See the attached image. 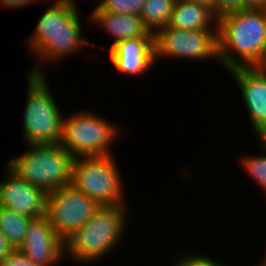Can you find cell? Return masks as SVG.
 <instances>
[{"mask_svg":"<svg viewBox=\"0 0 266 266\" xmlns=\"http://www.w3.org/2000/svg\"><path fill=\"white\" fill-rule=\"evenodd\" d=\"M257 266H266V259H264V261L262 260V262H260Z\"/></svg>","mask_w":266,"mask_h":266,"instance_id":"cell-28","label":"cell"},{"mask_svg":"<svg viewBox=\"0 0 266 266\" xmlns=\"http://www.w3.org/2000/svg\"><path fill=\"white\" fill-rule=\"evenodd\" d=\"M145 0H101L92 12L140 15Z\"/></svg>","mask_w":266,"mask_h":266,"instance_id":"cell-19","label":"cell"},{"mask_svg":"<svg viewBox=\"0 0 266 266\" xmlns=\"http://www.w3.org/2000/svg\"><path fill=\"white\" fill-rule=\"evenodd\" d=\"M194 253V254H193ZM186 252L179 255L178 259L175 258L177 262L172 266H230L224 265L223 263L216 260V258H211L210 256H203L202 254H197L195 252Z\"/></svg>","mask_w":266,"mask_h":266,"instance_id":"cell-20","label":"cell"},{"mask_svg":"<svg viewBox=\"0 0 266 266\" xmlns=\"http://www.w3.org/2000/svg\"><path fill=\"white\" fill-rule=\"evenodd\" d=\"M184 1H191V2H197V3H202L205 4L209 7H211L214 11V0H184Z\"/></svg>","mask_w":266,"mask_h":266,"instance_id":"cell-26","label":"cell"},{"mask_svg":"<svg viewBox=\"0 0 266 266\" xmlns=\"http://www.w3.org/2000/svg\"><path fill=\"white\" fill-rule=\"evenodd\" d=\"M111 122L91 110L71 114L63 119L59 144L75 158L113 155L110 150L121 128Z\"/></svg>","mask_w":266,"mask_h":266,"instance_id":"cell-6","label":"cell"},{"mask_svg":"<svg viewBox=\"0 0 266 266\" xmlns=\"http://www.w3.org/2000/svg\"><path fill=\"white\" fill-rule=\"evenodd\" d=\"M34 1L38 2L39 0H0V5L3 6V8L5 7V9L10 8V9H20L31 5V3H34ZM41 1V0H40Z\"/></svg>","mask_w":266,"mask_h":266,"instance_id":"cell-23","label":"cell"},{"mask_svg":"<svg viewBox=\"0 0 266 266\" xmlns=\"http://www.w3.org/2000/svg\"><path fill=\"white\" fill-rule=\"evenodd\" d=\"M128 211V205L99 206L91 219L64 241L65 258L88 266L119 248L128 227Z\"/></svg>","mask_w":266,"mask_h":266,"instance_id":"cell-3","label":"cell"},{"mask_svg":"<svg viewBox=\"0 0 266 266\" xmlns=\"http://www.w3.org/2000/svg\"><path fill=\"white\" fill-rule=\"evenodd\" d=\"M259 148L262 149L260 155H250L240 157L241 167L247 172L248 177L253 179L266 195V139H257ZM263 152V154H262ZM242 158V161H241Z\"/></svg>","mask_w":266,"mask_h":266,"instance_id":"cell-18","label":"cell"},{"mask_svg":"<svg viewBox=\"0 0 266 266\" xmlns=\"http://www.w3.org/2000/svg\"><path fill=\"white\" fill-rule=\"evenodd\" d=\"M107 51L112 66L123 75L142 77L156 63L154 37L122 40Z\"/></svg>","mask_w":266,"mask_h":266,"instance_id":"cell-13","label":"cell"},{"mask_svg":"<svg viewBox=\"0 0 266 266\" xmlns=\"http://www.w3.org/2000/svg\"><path fill=\"white\" fill-rule=\"evenodd\" d=\"M99 204L71 183L49 192L46 217L64 241L86 224Z\"/></svg>","mask_w":266,"mask_h":266,"instance_id":"cell-9","label":"cell"},{"mask_svg":"<svg viewBox=\"0 0 266 266\" xmlns=\"http://www.w3.org/2000/svg\"><path fill=\"white\" fill-rule=\"evenodd\" d=\"M88 18L91 23L98 24L101 30H105L108 36L114 38L108 50L122 40L136 37H154L147 27L143 24L140 15H127L109 12H91Z\"/></svg>","mask_w":266,"mask_h":266,"instance_id":"cell-14","label":"cell"},{"mask_svg":"<svg viewBox=\"0 0 266 266\" xmlns=\"http://www.w3.org/2000/svg\"><path fill=\"white\" fill-rule=\"evenodd\" d=\"M27 98L23 112L24 144H56L60 142L63 114L50 92L47 75L28 73ZM57 104V105H56Z\"/></svg>","mask_w":266,"mask_h":266,"instance_id":"cell-5","label":"cell"},{"mask_svg":"<svg viewBox=\"0 0 266 266\" xmlns=\"http://www.w3.org/2000/svg\"><path fill=\"white\" fill-rule=\"evenodd\" d=\"M0 266H42V265L31 261L19 249H13L2 260H0Z\"/></svg>","mask_w":266,"mask_h":266,"instance_id":"cell-21","label":"cell"},{"mask_svg":"<svg viewBox=\"0 0 266 266\" xmlns=\"http://www.w3.org/2000/svg\"><path fill=\"white\" fill-rule=\"evenodd\" d=\"M228 73L240 89L253 135L266 139V74L258 66L236 67Z\"/></svg>","mask_w":266,"mask_h":266,"instance_id":"cell-10","label":"cell"},{"mask_svg":"<svg viewBox=\"0 0 266 266\" xmlns=\"http://www.w3.org/2000/svg\"><path fill=\"white\" fill-rule=\"evenodd\" d=\"M243 8H266V0H241Z\"/></svg>","mask_w":266,"mask_h":266,"instance_id":"cell-25","label":"cell"},{"mask_svg":"<svg viewBox=\"0 0 266 266\" xmlns=\"http://www.w3.org/2000/svg\"><path fill=\"white\" fill-rule=\"evenodd\" d=\"M27 149L6 163L21 179L47 193L72 182L75 157L59 143L28 144Z\"/></svg>","mask_w":266,"mask_h":266,"instance_id":"cell-4","label":"cell"},{"mask_svg":"<svg viewBox=\"0 0 266 266\" xmlns=\"http://www.w3.org/2000/svg\"><path fill=\"white\" fill-rule=\"evenodd\" d=\"M219 63L226 71L259 66L266 56V8H243L218 17Z\"/></svg>","mask_w":266,"mask_h":266,"instance_id":"cell-2","label":"cell"},{"mask_svg":"<svg viewBox=\"0 0 266 266\" xmlns=\"http://www.w3.org/2000/svg\"><path fill=\"white\" fill-rule=\"evenodd\" d=\"M33 218L0 206V232L14 249L24 242L27 230Z\"/></svg>","mask_w":266,"mask_h":266,"instance_id":"cell-16","label":"cell"},{"mask_svg":"<svg viewBox=\"0 0 266 266\" xmlns=\"http://www.w3.org/2000/svg\"><path fill=\"white\" fill-rule=\"evenodd\" d=\"M115 161L113 155L75 158L71 184L100 206L128 205L123 175Z\"/></svg>","mask_w":266,"mask_h":266,"instance_id":"cell-7","label":"cell"},{"mask_svg":"<svg viewBox=\"0 0 266 266\" xmlns=\"http://www.w3.org/2000/svg\"><path fill=\"white\" fill-rule=\"evenodd\" d=\"M241 9V0H214V13L220 15Z\"/></svg>","mask_w":266,"mask_h":266,"instance_id":"cell-22","label":"cell"},{"mask_svg":"<svg viewBox=\"0 0 266 266\" xmlns=\"http://www.w3.org/2000/svg\"><path fill=\"white\" fill-rule=\"evenodd\" d=\"M258 67L266 74V56L264 57L263 62Z\"/></svg>","mask_w":266,"mask_h":266,"instance_id":"cell-27","label":"cell"},{"mask_svg":"<svg viewBox=\"0 0 266 266\" xmlns=\"http://www.w3.org/2000/svg\"><path fill=\"white\" fill-rule=\"evenodd\" d=\"M155 61L160 58L218 60V29L163 27L154 34Z\"/></svg>","mask_w":266,"mask_h":266,"instance_id":"cell-8","label":"cell"},{"mask_svg":"<svg viewBox=\"0 0 266 266\" xmlns=\"http://www.w3.org/2000/svg\"><path fill=\"white\" fill-rule=\"evenodd\" d=\"M5 168L6 178L0 181V206L33 219L46 216L48 193Z\"/></svg>","mask_w":266,"mask_h":266,"instance_id":"cell-11","label":"cell"},{"mask_svg":"<svg viewBox=\"0 0 266 266\" xmlns=\"http://www.w3.org/2000/svg\"><path fill=\"white\" fill-rule=\"evenodd\" d=\"M77 6L75 0H57L42 13L35 31L26 41L38 62L32 65L28 73L44 75V68L39 69L42 65L57 64L67 55L79 54L83 46H97L96 43L90 44L82 35V18Z\"/></svg>","mask_w":266,"mask_h":266,"instance_id":"cell-1","label":"cell"},{"mask_svg":"<svg viewBox=\"0 0 266 266\" xmlns=\"http://www.w3.org/2000/svg\"><path fill=\"white\" fill-rule=\"evenodd\" d=\"M14 248L7 241L6 237L0 232V260H2Z\"/></svg>","mask_w":266,"mask_h":266,"instance_id":"cell-24","label":"cell"},{"mask_svg":"<svg viewBox=\"0 0 266 266\" xmlns=\"http://www.w3.org/2000/svg\"><path fill=\"white\" fill-rule=\"evenodd\" d=\"M18 249L42 266H54L65 258L64 240L55 233L46 216L32 220Z\"/></svg>","mask_w":266,"mask_h":266,"instance_id":"cell-12","label":"cell"},{"mask_svg":"<svg viewBox=\"0 0 266 266\" xmlns=\"http://www.w3.org/2000/svg\"><path fill=\"white\" fill-rule=\"evenodd\" d=\"M168 27L183 30L218 29V16L205 4L176 0Z\"/></svg>","mask_w":266,"mask_h":266,"instance_id":"cell-15","label":"cell"},{"mask_svg":"<svg viewBox=\"0 0 266 266\" xmlns=\"http://www.w3.org/2000/svg\"><path fill=\"white\" fill-rule=\"evenodd\" d=\"M176 0H145L140 16L147 29L155 34L170 23Z\"/></svg>","mask_w":266,"mask_h":266,"instance_id":"cell-17","label":"cell"}]
</instances>
